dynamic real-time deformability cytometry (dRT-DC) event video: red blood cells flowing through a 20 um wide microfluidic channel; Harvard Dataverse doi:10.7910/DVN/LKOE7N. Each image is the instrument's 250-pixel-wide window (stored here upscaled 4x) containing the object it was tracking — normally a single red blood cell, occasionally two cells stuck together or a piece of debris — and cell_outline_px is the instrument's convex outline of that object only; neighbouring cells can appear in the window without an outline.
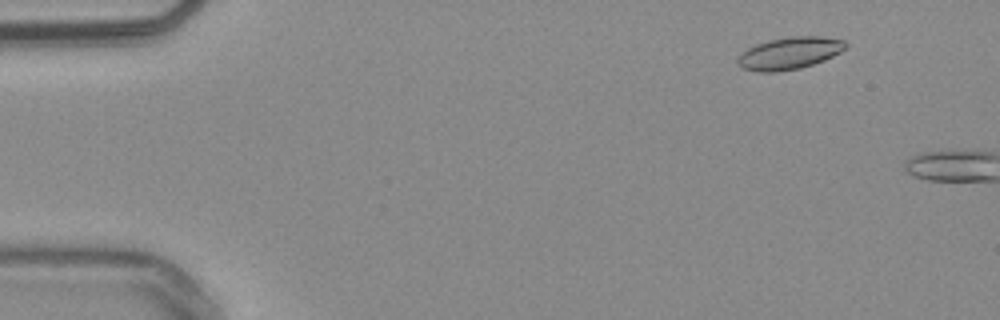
{"species": "common noctule bat (a hibernating species)", "species_latin": "Nyctalus noctula", "temperature_condition": "warm", "stored_images_in_passage": 6, "camera_frame_rate_fps": 3000, "um_per_image_px": 0.085, "animal": {"sex": "male", "body_mass_g": 20.4}, "frame": {"image": 1, "passage_image": 4, "time_ms": 1.0, "image_size_px": [1000, 320], "cell_outline_px": [[848, 44], [840, 52], [824, 60], [800, 68], [776, 72], [756, 72], [744, 68], [736, 64], [736, 60], [740, 52], [756, 44], [768, 40], [792, 36], [824, 36], [844, 40]], "centroid_in_image_um": [67.07, 4.52], "position_along_channel_um": 17.9, "area_um2": 20.35}}